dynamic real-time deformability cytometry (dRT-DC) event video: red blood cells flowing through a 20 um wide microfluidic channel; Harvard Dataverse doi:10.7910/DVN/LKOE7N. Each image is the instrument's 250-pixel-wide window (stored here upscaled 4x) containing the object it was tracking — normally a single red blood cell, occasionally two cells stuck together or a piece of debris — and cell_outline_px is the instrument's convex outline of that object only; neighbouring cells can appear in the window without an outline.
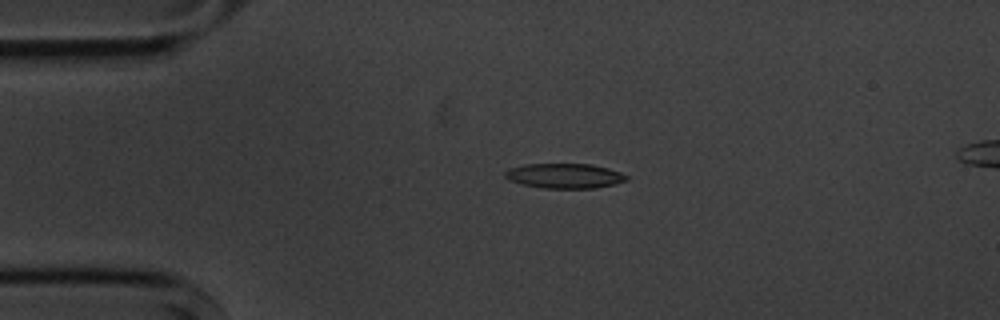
{"species": "common noctule bat (a hibernating species)", "species_latin": "Nyctalus noctula", "temperature_condition": "cold", "stored_images_in_passage": 2, "camera_frame_rate_fps": 3000, "um_per_image_px": 0.085, "animal": {"sex": "male", "body_mass_g": 20.1, "forearm_length_mm": 53.5}, "frame": {"image": 1, "passage_image": 1, "time_ms": 0.0, "image_size_px": [1000, 320], "cell_outline_px": [[628, 180], [612, 184], [592, 188], [544, 188], [524, 184], [508, 180], [504, 176], [504, 172], [508, 168], [524, 164], [592, 164], [608, 168], [620, 172], [628, 176]], "centroid_in_image_um": [47.96, 14.93], "position_along_channel_um": 37.0, "area_um2": 17.51}}